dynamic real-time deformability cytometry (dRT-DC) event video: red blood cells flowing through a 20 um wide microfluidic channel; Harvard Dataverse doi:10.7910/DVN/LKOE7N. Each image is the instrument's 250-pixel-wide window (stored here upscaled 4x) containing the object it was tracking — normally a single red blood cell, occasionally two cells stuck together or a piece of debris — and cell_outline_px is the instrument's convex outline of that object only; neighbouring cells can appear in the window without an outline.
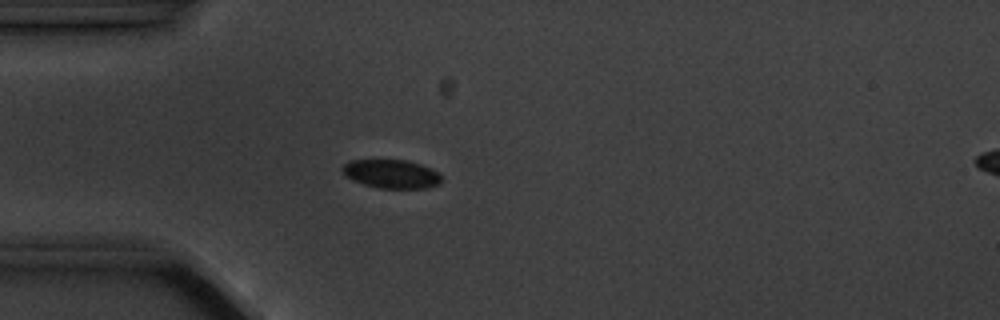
{"species": "common noctule bat (a hibernating species)", "species_latin": "Nyctalus noctula", "temperature_condition": "cold", "stored_images_in_passage": 4, "camera_frame_rate_fps": 3000, "um_per_image_px": 0.085, "animal": {"sex": "male", "body_mass_g": 20.1, "forearm_length_mm": 53.5}, "frame": {"image": 1, "passage_image": 4, "time_ms": 4.0, "image_size_px": [1000, 320], "cell_outline_px": [[440, 184], [428, 188], [380, 188], [364, 184], [352, 180], [344, 176], [340, 168], [348, 160], [408, 160], [432, 168], [440, 172]], "centroid_in_image_um": [33.26, 14.77], "position_along_channel_um": 51.7, "area_um2": 16.76}}